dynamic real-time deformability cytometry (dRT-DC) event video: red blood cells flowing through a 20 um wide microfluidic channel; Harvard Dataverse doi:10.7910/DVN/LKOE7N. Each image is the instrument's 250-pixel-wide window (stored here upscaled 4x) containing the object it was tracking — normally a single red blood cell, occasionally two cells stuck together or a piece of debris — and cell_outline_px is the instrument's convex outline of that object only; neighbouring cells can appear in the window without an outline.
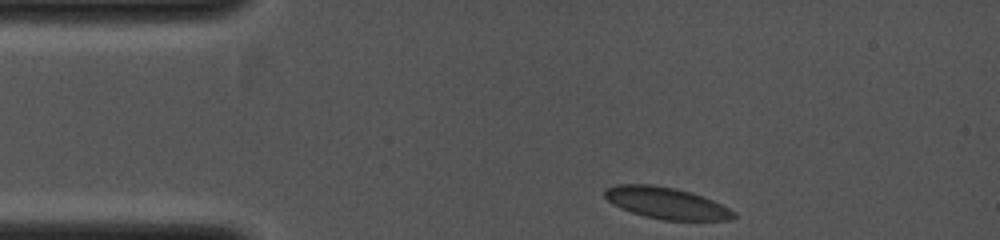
{"species": "common noctule bat (a hibernating species)", "species_latin": "Nyctalus noctula", "temperature_condition": "cold", "stored_images_in_passage": 7, "camera_frame_rate_fps": 4000, "um_per_image_px": 0.085, "animal": {"sex": "female", "body_mass_g": 19.0, "forearm_length_mm": 53.3}, "frame": {"image": 1, "passage_image": 1, "time_ms": 0.0, "image_size_px": [1000, 240], "cell_outline_px": [[736, 216], [732, 220], [664, 220], [644, 216], [620, 208], [612, 204], [604, 196], [604, 192], [608, 188], [616, 184], [652, 184], [676, 188], [704, 196], [736, 212]], "centroid_in_image_um": [56.64, 17.26], "position_along_channel_um": 28.4, "area_um2": 23.76}}
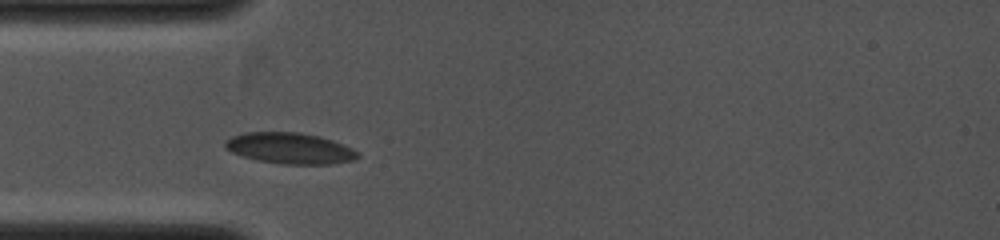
{"frame": {"image": 2, "passage_image": 4, "time_ms": 1.5, "image_size_px": [1000, 240], "cell_outline_px": [[360, 156], [352, 160], [328, 164], [284, 164], [256, 160], [232, 152], [224, 148], [224, 140], [232, 136], [244, 132], [300, 132], [320, 136], [332, 140], [352, 148], [360, 152]], "centroid_in_image_um": [24.62, 12.59], "position_along_channel_um": 60.4, "area_um2": 24.04}}
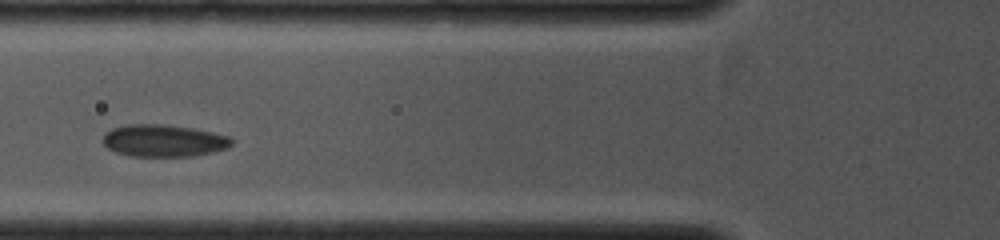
{"frame": {"image": 3, "passage_image": 6, "time_ms": 2.5, "image_size_px": [1000, 240], "cell_outline_px": [[232, 144], [228, 148], [212, 152], [192, 156], [132, 156], [116, 152], [108, 148], [104, 144], [104, 136], [112, 128], [124, 124], [164, 124], [192, 128], [212, 132], [228, 136], [232, 140]], "centroid_in_image_um": [13.92, 11.95], "position_along_channel_um": 111.9, "area_um2": 23.99}}